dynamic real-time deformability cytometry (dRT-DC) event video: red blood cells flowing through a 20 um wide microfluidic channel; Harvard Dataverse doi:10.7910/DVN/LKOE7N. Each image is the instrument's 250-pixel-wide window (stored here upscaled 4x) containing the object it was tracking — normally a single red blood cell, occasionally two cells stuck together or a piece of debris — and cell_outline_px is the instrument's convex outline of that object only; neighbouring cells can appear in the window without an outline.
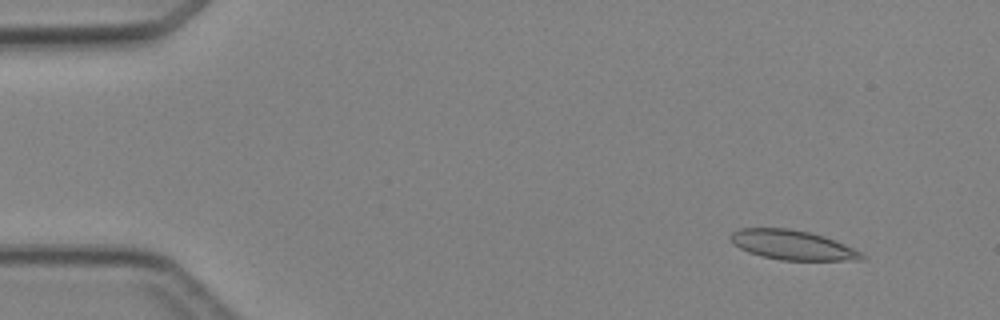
{"species": "Egyptian fruit bat (a non-hibernating species)", "species_latin": "Rousettus aegyptiacus", "temperature_condition": "cold", "stored_images_in_passage": 6, "camera_frame_rate_fps": 3000, "um_per_image_px": 0.085, "animal": {"sex": "female"}, "frame": {"image": 1, "passage_image": 2, "time_ms": 1.333, "image_size_px": [1000, 320], "cell_outline_px": [[868, 256], [864, 260], [780, 260], [760, 256], [748, 252], [740, 248], [728, 236], [732, 232], [740, 228], [788, 228], [808, 232], [824, 236], [844, 244]], "centroid_in_image_um": [67.36, 20.83], "position_along_channel_um": 17.6, "area_um2": 22.54}}
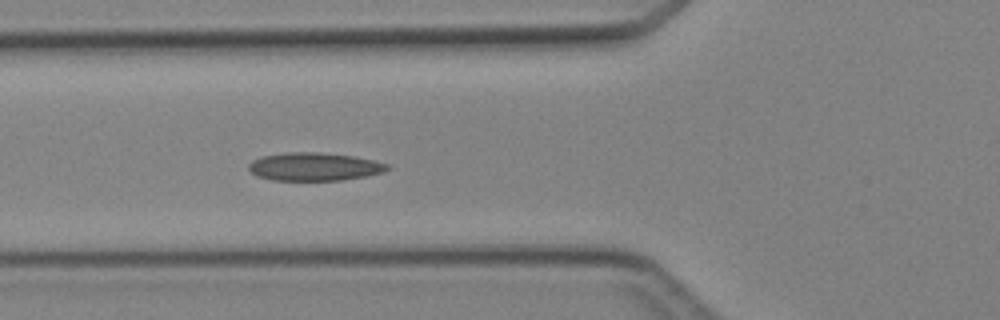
{"frame": {"image": 2, "passage_image": 6, "time_ms": 5.667, "image_size_px": [1000, 320], "cell_outline_px": [[392, 168], [384, 172], [368, 176], [340, 180], [272, 180], [256, 176], [248, 168], [248, 164], [252, 160], [260, 156], [284, 152], [320, 152], [352, 156], [372, 160], [388, 164]], "centroid_in_image_um": [26.7, 14.16], "position_along_channel_um": 99.1, "area_um2": 22.89}}